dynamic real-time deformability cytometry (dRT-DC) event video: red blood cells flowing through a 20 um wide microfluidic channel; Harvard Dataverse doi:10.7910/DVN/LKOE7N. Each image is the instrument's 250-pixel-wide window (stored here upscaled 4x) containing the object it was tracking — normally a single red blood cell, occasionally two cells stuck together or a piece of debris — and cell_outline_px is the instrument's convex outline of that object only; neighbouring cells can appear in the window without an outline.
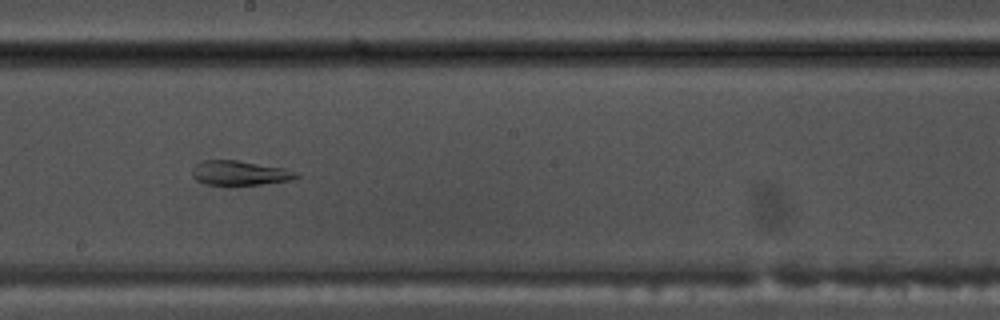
{"species": "common noctule bat (a hibernating species)", "species_latin": "Nyctalus noctula", "temperature_condition": "warm", "stored_images_in_passage": 41, "camera_frame_rate_fps": 3000, "um_per_image_px": 0.085, "animal": {"sex": "male", "body_mass_g": 17.5, "forearm_length_mm": 52.3}, "frame": {"image": 1, "passage_image": 16, "time_ms": 5.0, "image_size_px": [1000, 320], "cell_outline_px": [[300, 176], [292, 180], [228, 188], [204, 184], [196, 180], [192, 176], [192, 168], [200, 160], [236, 160], [284, 168], [296, 172]], "centroid_in_image_um": [20.31, 14.75], "position_along_channel_um": 227.9, "area_um2": 15.55}}
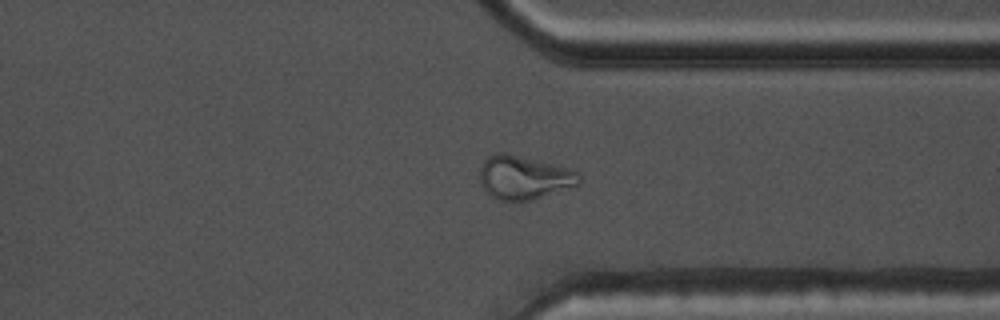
{"frame": {"image": 2, "passage_image": 27, "time_ms": 8.667, "image_size_px": [1000, 320], "cell_outline_px": [[580, 184], [532, 200], [496, 200], [480, 184], [480, 168], [484, 160], [488, 156], [496, 152], [504, 152], [568, 168], [576, 172], [580, 176]], "centroid_in_image_um": [44.5, 15.08], "position_along_channel_um": 366.9, "area_um2": 24.97}}
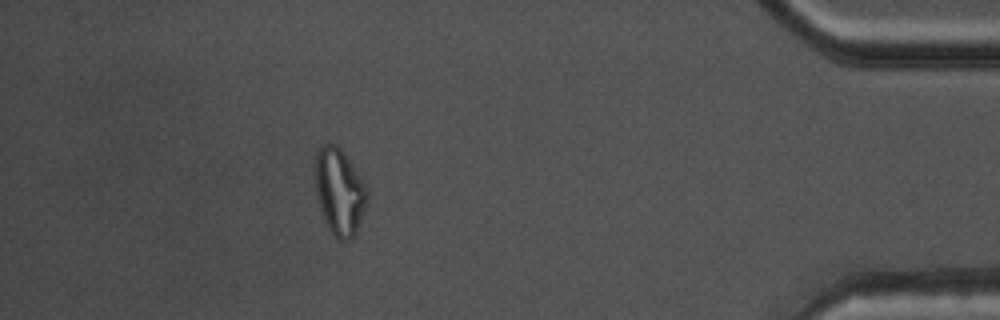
{"frame": {"image": 3, "passage_image": 34, "time_ms": 11.0, "image_size_px": [1000, 320], "cell_outline_px": [[368, 204], [356, 232], [352, 240], [340, 240], [332, 232], [324, 220], [320, 208], [316, 192], [312, 164], [316, 152], [320, 144], [336, 144], [340, 148], [360, 176], [368, 192]], "centroid_in_image_um": [28.82, 16.26], "position_along_channel_um": 406.4, "area_um2": 26.59}, "authors_computed_cell_mechanics": {"area_um2": 19.1318, "velocity_mm_per_s": 3.7943, "shape_relaxation_time_tau1_ms": null, "shape_relaxation_time_tau2_ms": 2.5478, "deformation_change_tau1": null, "deformation_change_tau2": 0.0589}}